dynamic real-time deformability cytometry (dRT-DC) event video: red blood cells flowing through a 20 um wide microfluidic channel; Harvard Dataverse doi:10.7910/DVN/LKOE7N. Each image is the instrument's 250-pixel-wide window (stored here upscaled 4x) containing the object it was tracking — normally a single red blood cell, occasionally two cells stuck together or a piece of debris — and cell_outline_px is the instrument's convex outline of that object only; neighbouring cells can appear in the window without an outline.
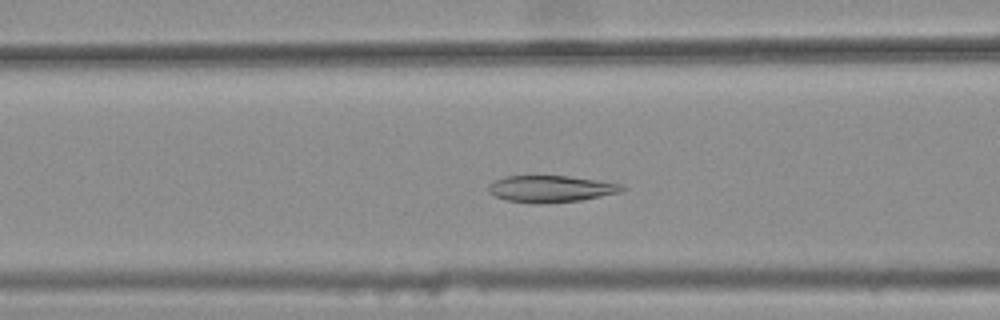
{"species": "common noctule bat (a hibernating species)", "species_latin": "Nyctalus noctula", "temperature_condition": "warm", "stored_images_in_passage": 32, "camera_frame_rate_fps": 3000, "um_per_image_px": 0.085, "animal": {"sex": "female", "body_mass_g": 25.1}, "frame": {"image": 1, "passage_image": 9, "time_ms": 2.667, "image_size_px": [1000, 320], "cell_outline_px": [[628, 188], [624, 192], [580, 200], [540, 204], [532, 204], [508, 200], [496, 196], [488, 192], [488, 184], [492, 180], [504, 176], [568, 176], [624, 184]], "centroid_in_image_um": [46.85, 16.05], "position_along_channel_um": 119.8, "area_um2": 21.1}}
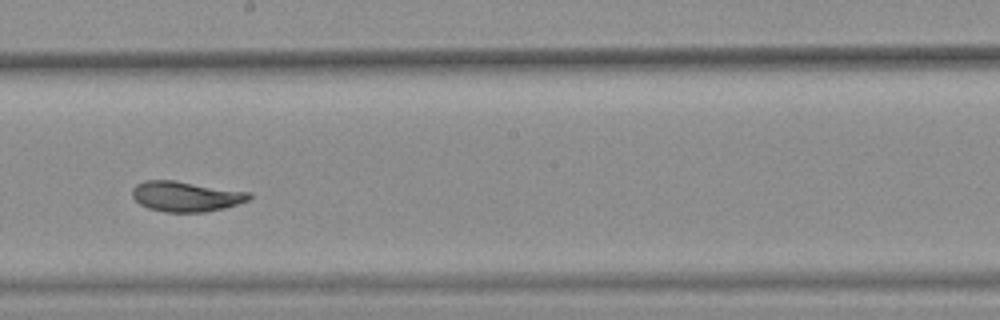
{"frame": {"image": 2, "passage_image": 18, "time_ms": 5.667, "image_size_px": [1000, 320], "cell_outline_px": [[252, 196], [248, 200], [224, 208], [204, 212], [164, 212], [148, 208], [140, 204], [132, 196], [132, 188], [136, 184], [144, 180], [176, 180], [252, 192]], "centroid_in_image_um": [15.8, 16.68], "position_along_channel_um": 232.4, "area_um2": 20.81}}
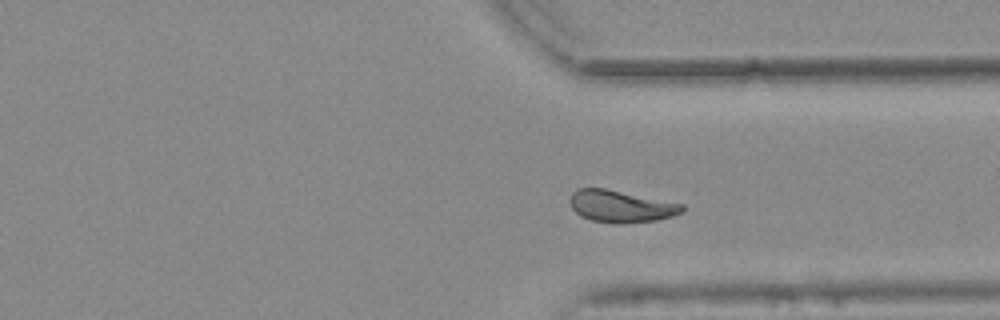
{"frame": {"image": 3, "passage_image": 28, "time_ms": 9.0, "image_size_px": [1000, 320], "cell_outline_px": [[684, 212], [672, 216], [656, 220], [624, 224], [612, 224], [592, 220], [580, 216], [572, 208], [568, 200], [572, 192], [580, 188], [604, 188], [684, 204]], "centroid_in_image_um": [52.76, 17.55], "position_along_channel_um": 358.6, "area_um2": 21.1}, "authors_computed_cell_mechanics": {"area_um2": 20.9236, "velocity_mm_per_s": 3.7637, "shape_relaxation_time_tau1_ms": 8.2341, "shape_relaxation_time_tau2_ms": 1.1293, "deformation_change_tau1": 0.1639, "deformation_change_tau2": 0.0373}}